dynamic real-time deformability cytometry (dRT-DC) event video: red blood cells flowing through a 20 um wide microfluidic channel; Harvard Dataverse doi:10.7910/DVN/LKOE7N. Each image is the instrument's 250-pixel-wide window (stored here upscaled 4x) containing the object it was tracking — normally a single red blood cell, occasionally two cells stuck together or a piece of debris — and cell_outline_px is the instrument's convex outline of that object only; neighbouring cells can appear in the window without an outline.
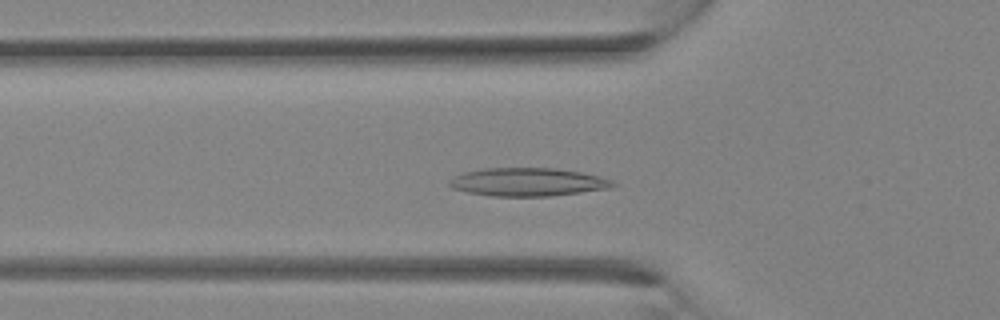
{"species": "Egyptian fruit bat (a non-hibernating species)", "species_latin": "Rousettus aegyptiacus", "temperature_condition": "room temperature", "stored_images_in_passage": 8, "camera_frame_rate_fps": 3000, "um_per_image_px": 0.085, "animal": {"sex": "female"}, "frame": {"image": 1, "passage_image": 3, "time_ms": 0.667, "image_size_px": [1000, 320], "cell_outline_px": [[616, 184], [612, 188], [548, 196], [492, 196], [468, 192], [452, 188], [448, 184], [448, 180], [464, 172], [484, 168], [556, 168], [580, 172], [600, 176], [612, 180]], "centroid_in_image_um": [44.86, 15.47], "position_along_channel_um": 80.9, "area_um2": 26.82}}
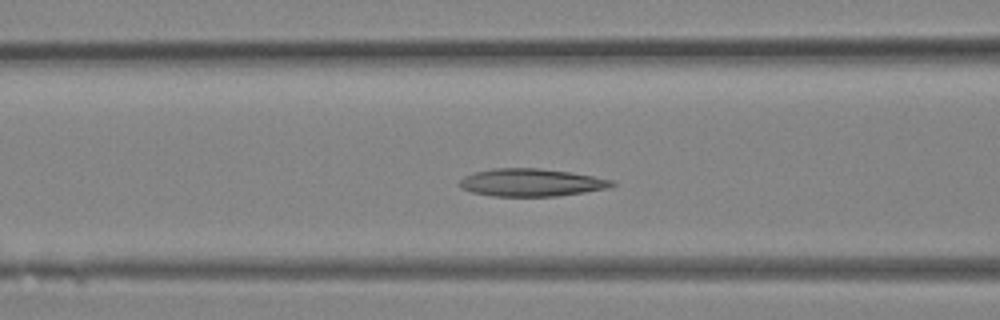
{"frame": {"image": 2, "passage_image": 5, "time_ms": 1.333, "image_size_px": [1000, 320], "cell_outline_px": [[616, 184], [608, 188], [584, 192], [556, 196], [492, 196], [472, 192], [460, 188], [456, 184], [464, 176], [476, 172], [492, 168], [540, 168], [572, 172], [612, 180]], "centroid_in_image_um": [45.12, 15.51], "position_along_channel_um": 121.5, "area_um2": 24.62}}
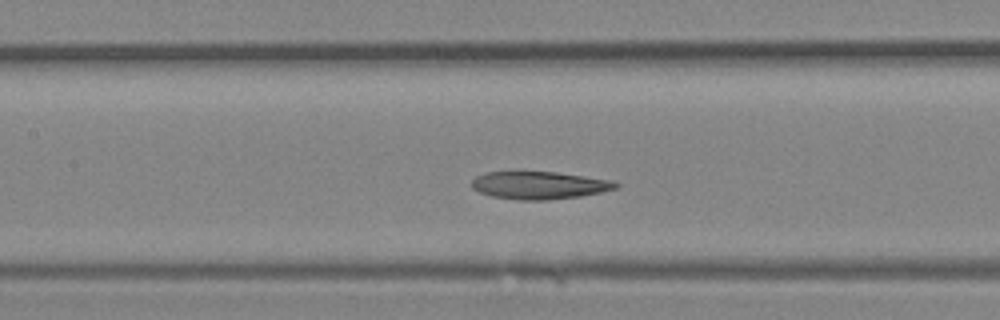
{"frame": {"image": 3, "passage_image": 7, "time_ms": 2.0, "image_size_px": [1000, 320], "cell_outline_px": [[620, 188], [580, 196], [548, 200], [520, 200], [492, 196], [480, 192], [472, 188], [472, 180], [476, 176], [484, 172], [556, 172], [612, 180], [620, 184]], "centroid_in_image_um": [45.86, 15.75], "position_along_channel_um": 161.5, "area_um2": 23.18}}